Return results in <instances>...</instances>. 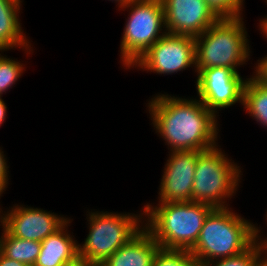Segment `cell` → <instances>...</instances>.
Wrapping results in <instances>:
<instances>
[{
  "mask_svg": "<svg viewBox=\"0 0 267 266\" xmlns=\"http://www.w3.org/2000/svg\"><path fill=\"white\" fill-rule=\"evenodd\" d=\"M196 98L159 93L149 99L146 110L151 124L169 152L206 151L217 146L218 115Z\"/></svg>",
  "mask_w": 267,
  "mask_h": 266,
  "instance_id": "1",
  "label": "cell"
},
{
  "mask_svg": "<svg viewBox=\"0 0 267 266\" xmlns=\"http://www.w3.org/2000/svg\"><path fill=\"white\" fill-rule=\"evenodd\" d=\"M146 203L144 227L160 248L190 251L197 242L207 215L214 209L199 202Z\"/></svg>",
  "mask_w": 267,
  "mask_h": 266,
  "instance_id": "2",
  "label": "cell"
},
{
  "mask_svg": "<svg viewBox=\"0 0 267 266\" xmlns=\"http://www.w3.org/2000/svg\"><path fill=\"white\" fill-rule=\"evenodd\" d=\"M254 225L230 207L214 208L190 253L199 266L239 255L255 242Z\"/></svg>",
  "mask_w": 267,
  "mask_h": 266,
  "instance_id": "3",
  "label": "cell"
},
{
  "mask_svg": "<svg viewBox=\"0 0 267 266\" xmlns=\"http://www.w3.org/2000/svg\"><path fill=\"white\" fill-rule=\"evenodd\" d=\"M244 17L221 18L195 38L196 67L202 69L225 67L238 71L250 60L251 51ZM247 62V63H246Z\"/></svg>",
  "mask_w": 267,
  "mask_h": 266,
  "instance_id": "4",
  "label": "cell"
},
{
  "mask_svg": "<svg viewBox=\"0 0 267 266\" xmlns=\"http://www.w3.org/2000/svg\"><path fill=\"white\" fill-rule=\"evenodd\" d=\"M219 147L218 144L209 150L198 151L192 201L226 208L230 207L229 200L238 191L243 174L237 162L234 163Z\"/></svg>",
  "mask_w": 267,
  "mask_h": 266,
  "instance_id": "5",
  "label": "cell"
},
{
  "mask_svg": "<svg viewBox=\"0 0 267 266\" xmlns=\"http://www.w3.org/2000/svg\"><path fill=\"white\" fill-rule=\"evenodd\" d=\"M88 211L89 232L84 243L78 244L79 255L99 266L144 227V208L139 214Z\"/></svg>",
  "mask_w": 267,
  "mask_h": 266,
  "instance_id": "6",
  "label": "cell"
},
{
  "mask_svg": "<svg viewBox=\"0 0 267 266\" xmlns=\"http://www.w3.org/2000/svg\"><path fill=\"white\" fill-rule=\"evenodd\" d=\"M119 10L129 12L120 44V63L131 69L139 58L167 32L161 0H131Z\"/></svg>",
  "mask_w": 267,
  "mask_h": 266,
  "instance_id": "7",
  "label": "cell"
},
{
  "mask_svg": "<svg viewBox=\"0 0 267 266\" xmlns=\"http://www.w3.org/2000/svg\"><path fill=\"white\" fill-rule=\"evenodd\" d=\"M150 73L172 75L196 67L195 38L166 33L131 68Z\"/></svg>",
  "mask_w": 267,
  "mask_h": 266,
  "instance_id": "8",
  "label": "cell"
},
{
  "mask_svg": "<svg viewBox=\"0 0 267 266\" xmlns=\"http://www.w3.org/2000/svg\"><path fill=\"white\" fill-rule=\"evenodd\" d=\"M247 78L230 68L212 67L197 74V98L216 115L219 110L230 108L236 103L243 105V89Z\"/></svg>",
  "mask_w": 267,
  "mask_h": 266,
  "instance_id": "9",
  "label": "cell"
},
{
  "mask_svg": "<svg viewBox=\"0 0 267 266\" xmlns=\"http://www.w3.org/2000/svg\"><path fill=\"white\" fill-rule=\"evenodd\" d=\"M69 219L41 208L15 204L6 212L1 207L0 226L16 238L42 242Z\"/></svg>",
  "mask_w": 267,
  "mask_h": 266,
  "instance_id": "10",
  "label": "cell"
},
{
  "mask_svg": "<svg viewBox=\"0 0 267 266\" xmlns=\"http://www.w3.org/2000/svg\"><path fill=\"white\" fill-rule=\"evenodd\" d=\"M161 177L158 203L191 202L198 151H172Z\"/></svg>",
  "mask_w": 267,
  "mask_h": 266,
  "instance_id": "11",
  "label": "cell"
},
{
  "mask_svg": "<svg viewBox=\"0 0 267 266\" xmlns=\"http://www.w3.org/2000/svg\"><path fill=\"white\" fill-rule=\"evenodd\" d=\"M167 33L198 37L219 18L205 0H161Z\"/></svg>",
  "mask_w": 267,
  "mask_h": 266,
  "instance_id": "12",
  "label": "cell"
},
{
  "mask_svg": "<svg viewBox=\"0 0 267 266\" xmlns=\"http://www.w3.org/2000/svg\"><path fill=\"white\" fill-rule=\"evenodd\" d=\"M159 248L150 232L143 227L100 266H152Z\"/></svg>",
  "mask_w": 267,
  "mask_h": 266,
  "instance_id": "13",
  "label": "cell"
},
{
  "mask_svg": "<svg viewBox=\"0 0 267 266\" xmlns=\"http://www.w3.org/2000/svg\"><path fill=\"white\" fill-rule=\"evenodd\" d=\"M22 2L23 0H0V52L18 48H23L28 55L33 52L31 41L20 23Z\"/></svg>",
  "mask_w": 267,
  "mask_h": 266,
  "instance_id": "14",
  "label": "cell"
},
{
  "mask_svg": "<svg viewBox=\"0 0 267 266\" xmlns=\"http://www.w3.org/2000/svg\"><path fill=\"white\" fill-rule=\"evenodd\" d=\"M71 220L41 242L34 266H63L79 254V243L68 231Z\"/></svg>",
  "mask_w": 267,
  "mask_h": 266,
  "instance_id": "15",
  "label": "cell"
},
{
  "mask_svg": "<svg viewBox=\"0 0 267 266\" xmlns=\"http://www.w3.org/2000/svg\"><path fill=\"white\" fill-rule=\"evenodd\" d=\"M243 89V108L260 126L267 127V81L254 69ZM267 129V128H266Z\"/></svg>",
  "mask_w": 267,
  "mask_h": 266,
  "instance_id": "16",
  "label": "cell"
},
{
  "mask_svg": "<svg viewBox=\"0 0 267 266\" xmlns=\"http://www.w3.org/2000/svg\"><path fill=\"white\" fill-rule=\"evenodd\" d=\"M0 235V252L9 259L34 266L41 250V242L16 238L3 226Z\"/></svg>",
  "mask_w": 267,
  "mask_h": 266,
  "instance_id": "17",
  "label": "cell"
},
{
  "mask_svg": "<svg viewBox=\"0 0 267 266\" xmlns=\"http://www.w3.org/2000/svg\"><path fill=\"white\" fill-rule=\"evenodd\" d=\"M202 266H265L259 242L255 241L243 253L222 259H216Z\"/></svg>",
  "mask_w": 267,
  "mask_h": 266,
  "instance_id": "18",
  "label": "cell"
},
{
  "mask_svg": "<svg viewBox=\"0 0 267 266\" xmlns=\"http://www.w3.org/2000/svg\"><path fill=\"white\" fill-rule=\"evenodd\" d=\"M0 53V96L10 90L16 84L19 78L23 75L25 69L24 63L17 59L8 58L6 55ZM2 54V55H1Z\"/></svg>",
  "mask_w": 267,
  "mask_h": 266,
  "instance_id": "19",
  "label": "cell"
},
{
  "mask_svg": "<svg viewBox=\"0 0 267 266\" xmlns=\"http://www.w3.org/2000/svg\"><path fill=\"white\" fill-rule=\"evenodd\" d=\"M152 266H199L188 250L159 248Z\"/></svg>",
  "mask_w": 267,
  "mask_h": 266,
  "instance_id": "20",
  "label": "cell"
},
{
  "mask_svg": "<svg viewBox=\"0 0 267 266\" xmlns=\"http://www.w3.org/2000/svg\"><path fill=\"white\" fill-rule=\"evenodd\" d=\"M205 2L219 19L243 17L245 0H205Z\"/></svg>",
  "mask_w": 267,
  "mask_h": 266,
  "instance_id": "21",
  "label": "cell"
},
{
  "mask_svg": "<svg viewBox=\"0 0 267 266\" xmlns=\"http://www.w3.org/2000/svg\"><path fill=\"white\" fill-rule=\"evenodd\" d=\"M2 147H0V190L4 193L8 188L9 182V166L7 157H5Z\"/></svg>",
  "mask_w": 267,
  "mask_h": 266,
  "instance_id": "22",
  "label": "cell"
},
{
  "mask_svg": "<svg viewBox=\"0 0 267 266\" xmlns=\"http://www.w3.org/2000/svg\"><path fill=\"white\" fill-rule=\"evenodd\" d=\"M258 224L254 225V236H255V241L259 242L262 253H263V260H264V265L267 266V237L266 238H261L262 236L260 235L261 229L260 227L257 226Z\"/></svg>",
  "mask_w": 267,
  "mask_h": 266,
  "instance_id": "23",
  "label": "cell"
},
{
  "mask_svg": "<svg viewBox=\"0 0 267 266\" xmlns=\"http://www.w3.org/2000/svg\"><path fill=\"white\" fill-rule=\"evenodd\" d=\"M63 266H99V265L89 261L86 257H83L78 254L74 259L68 261Z\"/></svg>",
  "mask_w": 267,
  "mask_h": 266,
  "instance_id": "24",
  "label": "cell"
},
{
  "mask_svg": "<svg viewBox=\"0 0 267 266\" xmlns=\"http://www.w3.org/2000/svg\"><path fill=\"white\" fill-rule=\"evenodd\" d=\"M257 61L254 68L267 81V55Z\"/></svg>",
  "mask_w": 267,
  "mask_h": 266,
  "instance_id": "25",
  "label": "cell"
},
{
  "mask_svg": "<svg viewBox=\"0 0 267 266\" xmlns=\"http://www.w3.org/2000/svg\"><path fill=\"white\" fill-rule=\"evenodd\" d=\"M0 266H28L25 263L7 258L0 252Z\"/></svg>",
  "mask_w": 267,
  "mask_h": 266,
  "instance_id": "26",
  "label": "cell"
},
{
  "mask_svg": "<svg viewBox=\"0 0 267 266\" xmlns=\"http://www.w3.org/2000/svg\"><path fill=\"white\" fill-rule=\"evenodd\" d=\"M3 100L2 96H0V126H2L7 117V106Z\"/></svg>",
  "mask_w": 267,
  "mask_h": 266,
  "instance_id": "27",
  "label": "cell"
},
{
  "mask_svg": "<svg viewBox=\"0 0 267 266\" xmlns=\"http://www.w3.org/2000/svg\"><path fill=\"white\" fill-rule=\"evenodd\" d=\"M259 29L261 31V34L263 33V36L267 39V15L259 21Z\"/></svg>",
  "mask_w": 267,
  "mask_h": 266,
  "instance_id": "28",
  "label": "cell"
},
{
  "mask_svg": "<svg viewBox=\"0 0 267 266\" xmlns=\"http://www.w3.org/2000/svg\"><path fill=\"white\" fill-rule=\"evenodd\" d=\"M108 1H115L117 4H116V7L118 5V9L126 6L131 0H108Z\"/></svg>",
  "mask_w": 267,
  "mask_h": 266,
  "instance_id": "29",
  "label": "cell"
},
{
  "mask_svg": "<svg viewBox=\"0 0 267 266\" xmlns=\"http://www.w3.org/2000/svg\"><path fill=\"white\" fill-rule=\"evenodd\" d=\"M2 197V194H0V198ZM0 218H1V208H0Z\"/></svg>",
  "mask_w": 267,
  "mask_h": 266,
  "instance_id": "30",
  "label": "cell"
}]
</instances>
